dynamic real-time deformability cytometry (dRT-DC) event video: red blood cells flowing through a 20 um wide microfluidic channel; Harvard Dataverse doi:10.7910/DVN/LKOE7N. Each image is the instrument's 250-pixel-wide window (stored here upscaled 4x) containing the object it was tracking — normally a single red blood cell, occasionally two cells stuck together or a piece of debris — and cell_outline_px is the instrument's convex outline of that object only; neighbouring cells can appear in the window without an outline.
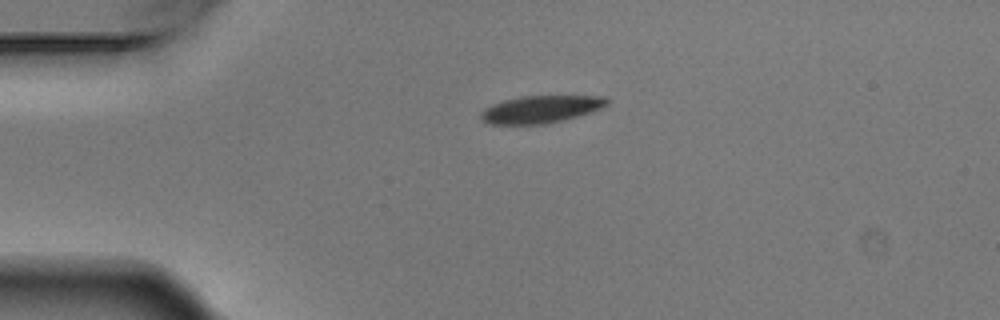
{"species": "Egyptian fruit bat (a non-hibernating species)", "species_latin": "Rousettus aegyptiacus", "temperature_condition": "warm", "stored_images_in_passage": 4, "camera_frame_rate_fps": 3000, "um_per_image_px": 0.085, "animal": {"sex": "male"}, "frame": {"image": 1, "passage_image": 4, "time_ms": 1.0, "image_size_px": [1000, 320], "cell_outline_px": [[608, 104], [604, 108], [564, 120], [548, 124], [492, 124], [484, 120], [480, 116], [480, 112], [484, 108], [492, 104], [504, 100], [524, 96], [604, 96], [608, 100]], "centroid_in_image_um": [46.0, 9.29], "position_along_channel_um": 39.0, "area_um2": 20.11}}